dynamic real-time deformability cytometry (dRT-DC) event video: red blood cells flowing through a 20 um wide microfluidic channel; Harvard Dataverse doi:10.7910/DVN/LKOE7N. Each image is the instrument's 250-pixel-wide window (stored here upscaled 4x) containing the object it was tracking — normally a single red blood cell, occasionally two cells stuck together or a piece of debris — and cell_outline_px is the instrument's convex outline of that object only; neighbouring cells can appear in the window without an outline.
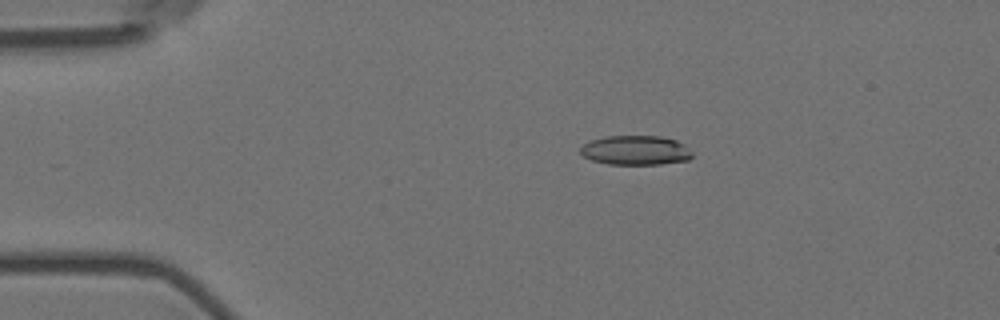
{"species": "Egyptian fruit bat (a non-hibernating species)", "species_latin": "Rousettus aegyptiacus", "temperature_condition": "room temperature", "stored_images_in_passage": 55, "camera_frame_rate_fps": 3000, "um_per_image_px": 0.085, "animal": {"sex": "female"}, "frame": {"image": 1, "passage_image": 11, "time_ms": 3.333, "image_size_px": [1000, 320], "cell_outline_px": [[692, 156], [688, 160], [660, 164], [608, 164], [592, 160], [584, 156], [580, 152], [580, 148], [588, 140], [604, 136], [660, 136], [676, 140], [684, 144], [692, 152]], "centroid_in_image_um": [54.01, 12.76], "position_along_channel_um": 31.0, "area_um2": 19.25}}
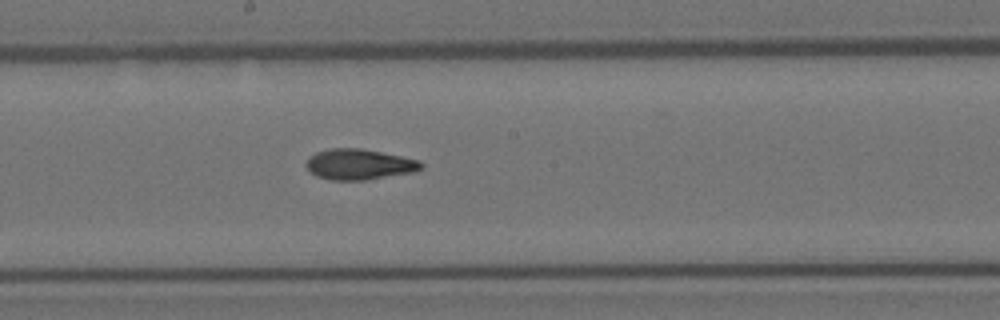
{"frame": {"image": 2, "passage_image": 30, "time_ms": 9.667, "image_size_px": [1000, 320], "cell_outline_px": [[424, 164], [416, 172], [364, 180], [332, 180], [316, 176], [304, 164], [308, 156], [316, 152], [328, 148], [360, 148], [420, 160]], "centroid_in_image_um": [30.51, 13.96], "position_along_channel_um": 217.7, "area_um2": 20.58}}
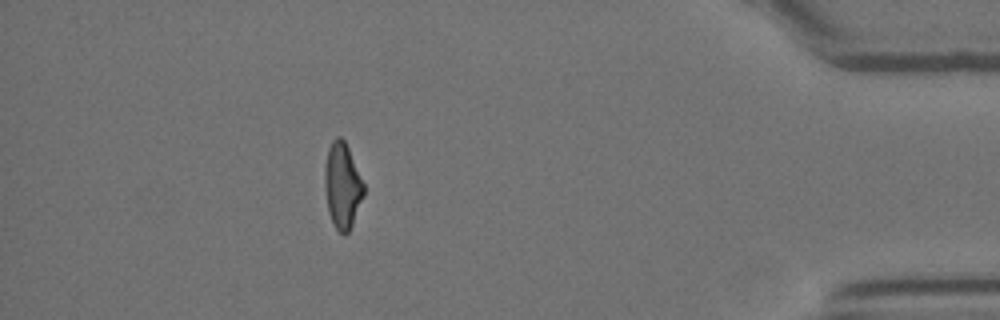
{"frame": {"image": 3, "passage_image": 49, "time_ms": 16.0, "image_size_px": [1000, 320], "cell_outline_px": [[364, 196], [352, 224], [348, 232], [344, 236], [336, 228], [328, 212], [324, 188], [324, 168], [328, 148], [332, 140], [336, 136], [340, 136], [344, 140], [348, 148], [364, 184]], "centroid_in_image_um": [29.08, 15.77], "position_along_channel_um": 406.1, "area_um2": 19.48}, "authors_computed_cell_mechanics": {"area_um2": 20.0566, "velocity_mm_per_s": 3.7538, "shape_relaxation_time_tau1_ms": 10.6469, "shape_relaxation_time_tau2_ms": 3.5897, "deformation_change_tau1": 0.2552, "deformation_change_tau2": 0.1118}}